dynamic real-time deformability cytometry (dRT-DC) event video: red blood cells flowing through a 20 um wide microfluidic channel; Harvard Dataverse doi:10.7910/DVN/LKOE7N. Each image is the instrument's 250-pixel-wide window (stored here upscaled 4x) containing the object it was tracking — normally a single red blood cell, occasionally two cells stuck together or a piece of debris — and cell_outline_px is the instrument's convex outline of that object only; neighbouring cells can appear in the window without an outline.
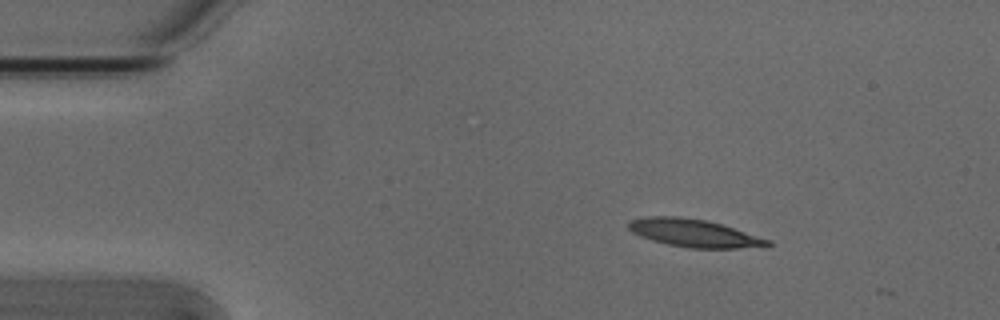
{"species": "Egyptian fruit bat (a non-hibernating species)", "species_latin": "Rousettus aegyptiacus", "temperature_condition": "cold", "stored_images_in_passage": 5, "camera_frame_rate_fps": 3000, "um_per_image_px": 0.085, "animal": {"sex": "male"}, "frame": {"image": 1, "passage_image": 2, "time_ms": 0.333, "image_size_px": [1000, 320], "cell_outline_px": [[772, 244], [768, 248], [688, 248], [668, 244], [652, 240], [640, 236], [632, 232], [628, 228], [628, 220], [648, 216], [676, 216], [708, 220], [772, 240]], "centroid_in_image_um": [59.05, 19.82], "position_along_channel_um": 26.0, "area_um2": 22.83}}